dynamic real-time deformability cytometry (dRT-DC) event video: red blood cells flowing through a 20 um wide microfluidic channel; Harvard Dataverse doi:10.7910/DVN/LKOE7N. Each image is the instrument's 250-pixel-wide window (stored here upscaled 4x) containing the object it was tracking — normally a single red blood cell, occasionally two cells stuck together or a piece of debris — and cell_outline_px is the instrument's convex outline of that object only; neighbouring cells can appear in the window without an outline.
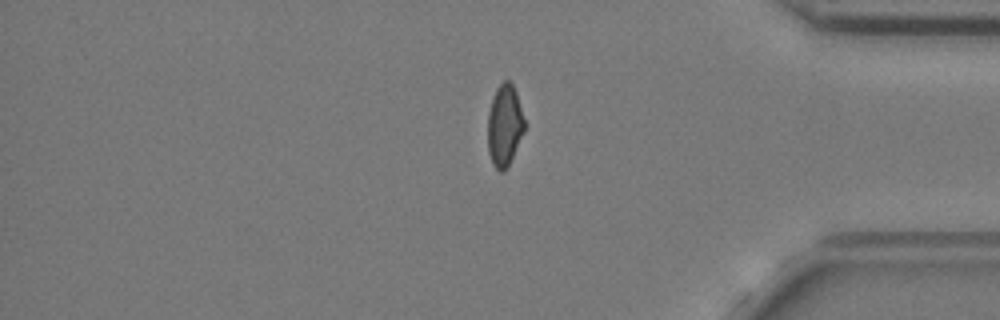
{"species": "common noctule bat (a hibernating species)", "species_latin": "Nyctalus noctula", "temperature_condition": "cold", "stored_images_in_passage": 47, "camera_frame_rate_fps": 3000, "um_per_image_px": 0.085, "animal": {"sex": "female", "body_mass_g": 24.6, "forearm_length_mm": 56.2}, "frame": {"image": 1, "passage_image": 40, "time_ms": 13.0, "image_size_px": [1000, 320], "cell_outline_px": [[524, 132], [504, 172], [500, 172], [492, 164], [488, 152], [488, 112], [496, 88], [504, 80], [508, 80], [512, 84], [516, 92], [524, 120]], "centroid_in_image_um": [42.87, 10.66], "position_along_channel_um": 392.3, "area_um2": 17.22}, "authors_computed_cell_mechanics": {"area_um2": 18.207, "velocity_mm_per_s": 3.6734, "shape_relaxation_time_tau1_ms": null, "shape_relaxation_time_tau2_ms": 1.4594, "deformation_change_tau1": null, "deformation_change_tau2": 0.0531}}